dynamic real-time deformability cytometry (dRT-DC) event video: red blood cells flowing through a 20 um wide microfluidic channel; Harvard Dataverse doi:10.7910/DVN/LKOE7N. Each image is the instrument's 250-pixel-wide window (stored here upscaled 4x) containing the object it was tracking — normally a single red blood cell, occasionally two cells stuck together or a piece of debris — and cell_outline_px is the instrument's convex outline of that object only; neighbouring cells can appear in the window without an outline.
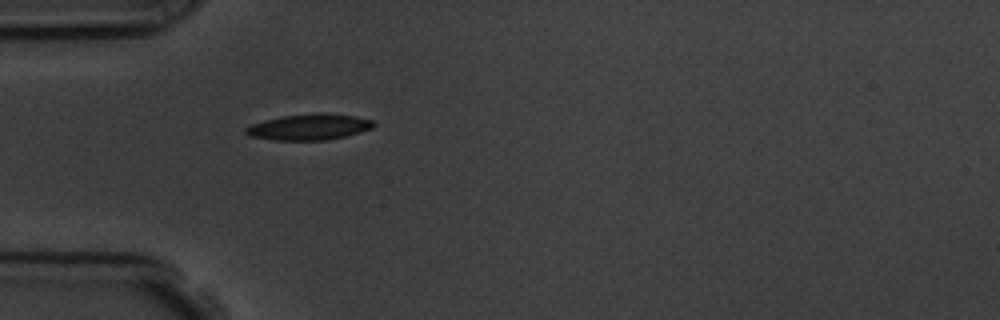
{"species": "common noctule bat (a hibernating species)", "species_latin": "Nyctalus noctula", "temperature_condition": "room temperature", "stored_images_in_passage": 1, "camera_frame_rate_fps": 3000, "um_per_image_px": 0.085, "animal": {"sex": "male", "body_mass_g": 19.5, "forearm_length_mm": 54.6}, "frame": {"image": 1, "passage_image": 1, "time_ms": 0.0, "image_size_px": [1000, 320], "cell_outline_px": [[376, 124], [372, 128], [360, 132], [344, 136], [324, 140], [272, 140], [248, 136], [244, 132], [244, 128], [252, 124], [264, 120], [280, 116], [316, 112], [320, 112], [356, 116], [372, 120]], "centroid_in_image_um": [26.24, 10.78], "position_along_channel_um": 58.8, "area_um2": 19.54}}